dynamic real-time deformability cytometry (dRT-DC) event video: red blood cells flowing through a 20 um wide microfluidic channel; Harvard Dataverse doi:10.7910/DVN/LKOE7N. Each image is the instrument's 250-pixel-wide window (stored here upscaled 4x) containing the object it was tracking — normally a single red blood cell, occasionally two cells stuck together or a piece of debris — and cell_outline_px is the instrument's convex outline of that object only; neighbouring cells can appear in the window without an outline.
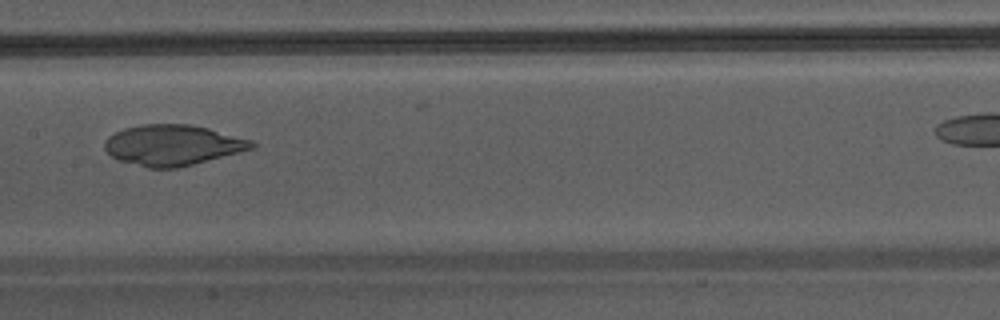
{"species": "Egyptian fruit bat (a non-hibernating species)", "species_latin": "Rousettus aegyptiacus", "temperature_condition": "warm", "stored_images_in_passage": 8, "segment_of_instrument_passage": [1, 2], "camera_frame_rate_fps": 3000, "um_per_image_px": 0.085, "animal": {"sex": "male"}, "frame": {"image": 1, "passage_image": 7, "time_ms": 2.0, "image_size_px": [1000, 320], "cell_outline_px": [[256, 144], [252, 148], [192, 164], [176, 168], [148, 168], [120, 160], [112, 156], [104, 148], [104, 144], [108, 136], [124, 128], [144, 124], [188, 124], [208, 128], [252, 140]], "centroid_in_image_um": [14.64, 12.32], "position_along_channel_um": 192.8, "area_um2": 34.28}}